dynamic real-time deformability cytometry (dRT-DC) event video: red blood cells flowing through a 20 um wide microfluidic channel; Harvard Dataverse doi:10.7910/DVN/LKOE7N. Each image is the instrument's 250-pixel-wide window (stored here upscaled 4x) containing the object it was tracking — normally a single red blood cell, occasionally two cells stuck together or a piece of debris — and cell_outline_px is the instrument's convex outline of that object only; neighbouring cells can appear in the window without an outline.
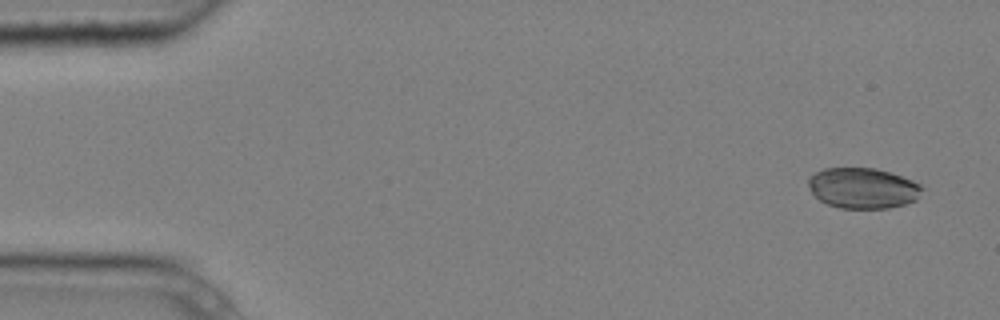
{"species": "common noctule bat (a hibernating species)", "species_latin": "Nyctalus noctula", "temperature_condition": "cold", "stored_images_in_passage": 5, "camera_frame_rate_fps": 3000, "um_per_image_px": 0.085, "animal": {"sex": "male", "body_mass_g": 20.4}, "frame": {"image": 1, "passage_image": 1, "time_ms": 0.0, "image_size_px": [1000, 320], "cell_outline_px": [[924, 188], [916, 200], [904, 204], [888, 208], [840, 208], [828, 204], [820, 200], [812, 192], [808, 184], [808, 176], [824, 168], [876, 168], [912, 180], [920, 184]], "centroid_in_image_um": [73.34, 15.98], "position_along_channel_um": 11.7, "area_um2": 26.82}}
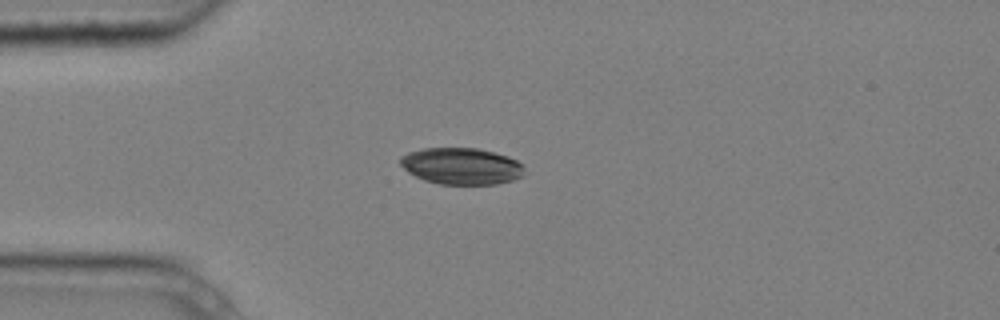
{"frame": {"image": 2, "passage_image": 4, "time_ms": 1.0, "image_size_px": [1000, 320], "cell_outline_px": [[528, 172], [524, 176], [512, 180], [496, 184], [440, 184], [424, 180], [408, 172], [400, 164], [400, 156], [408, 152], [424, 148], [480, 148], [508, 156], [524, 164]], "centroid_in_image_um": [39.28, 14.11], "position_along_channel_um": 45.7, "area_um2": 26.82}}